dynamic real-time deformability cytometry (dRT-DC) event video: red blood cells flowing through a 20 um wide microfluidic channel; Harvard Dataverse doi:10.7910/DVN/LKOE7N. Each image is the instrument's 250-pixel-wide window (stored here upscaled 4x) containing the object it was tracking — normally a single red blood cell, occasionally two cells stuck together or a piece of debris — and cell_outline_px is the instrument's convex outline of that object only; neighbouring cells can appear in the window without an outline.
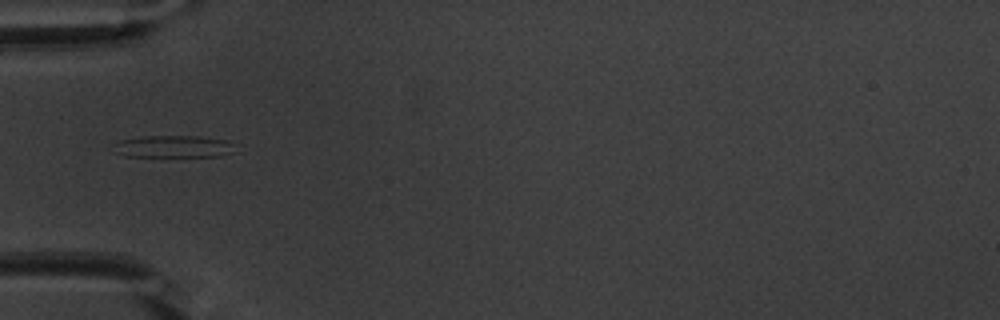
{"species": "common noctule bat (a hibernating species)", "species_latin": "Nyctalus noctula", "temperature_condition": "warm", "stored_images_in_passage": 30, "camera_frame_rate_fps": 3000, "um_per_image_px": 0.085, "animal": {"sex": "male", "body_mass_g": 20.1, "forearm_length_mm": 53.5}, "frame": {"image": 1, "passage_image": 1, "time_ms": 0.0, "image_size_px": [1000, 320], "cell_outline_px": [[240, 144], [232, 152], [220, 156], [124, 156], [116, 152], [112, 144], [120, 140], [144, 136], [200, 136], [228, 140]], "centroid_in_image_um": [14.82, 12.44], "position_along_channel_um": 70.2, "area_um2": 15.9}}
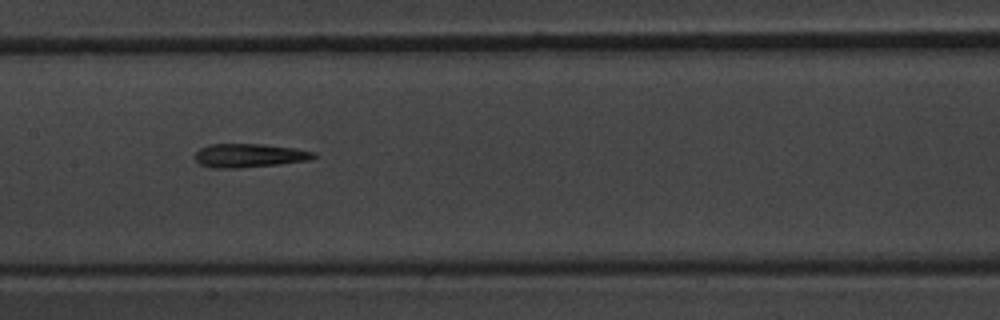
{"frame": {"image": 2, "passage_image": 10, "time_ms": 3.0, "image_size_px": [1000, 320], "cell_outline_px": [[320, 156], [312, 160], [280, 164], [240, 168], [212, 168], [200, 164], [196, 160], [196, 152], [200, 148], [208, 144], [260, 144], [296, 148], [316, 152]], "centroid_in_image_um": [21.26, 13.22], "position_along_channel_um": 186.1, "area_um2": 16.65}}
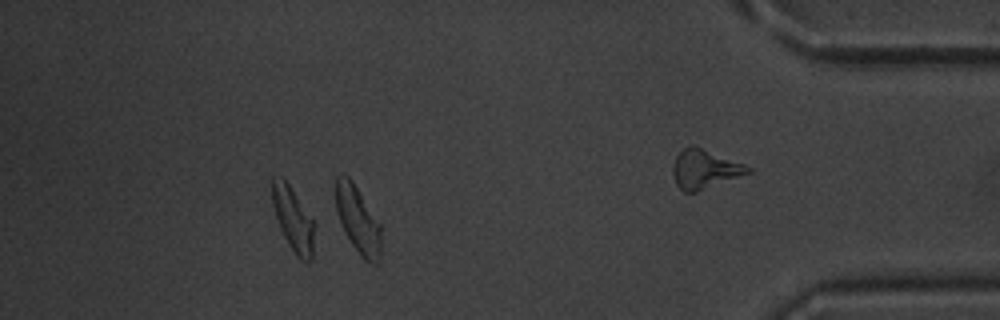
{"frame": {"image": 3, "passage_image": 25, "time_ms": 8.0, "image_size_px": [1000, 320], "cell_outline_px": [[316, 224], [312, 260], [308, 264], [300, 260], [296, 256], [288, 244], [280, 228], [272, 204], [272, 176], [280, 176], [288, 184], [312, 216]], "centroid_in_image_um": [24.96, 18.69], "position_along_channel_um": 410.2, "area_um2": 16.13}, "authors_computed_cell_mechanics": {"area_um2": 16.0106, "velocity_mm_per_s": 3.8411, "shape_relaxation_time_tau1_ms": null, "shape_relaxation_time_tau2_ms": 5.2073, "deformation_change_tau1": null, "deformation_change_tau2": 0.1947}}